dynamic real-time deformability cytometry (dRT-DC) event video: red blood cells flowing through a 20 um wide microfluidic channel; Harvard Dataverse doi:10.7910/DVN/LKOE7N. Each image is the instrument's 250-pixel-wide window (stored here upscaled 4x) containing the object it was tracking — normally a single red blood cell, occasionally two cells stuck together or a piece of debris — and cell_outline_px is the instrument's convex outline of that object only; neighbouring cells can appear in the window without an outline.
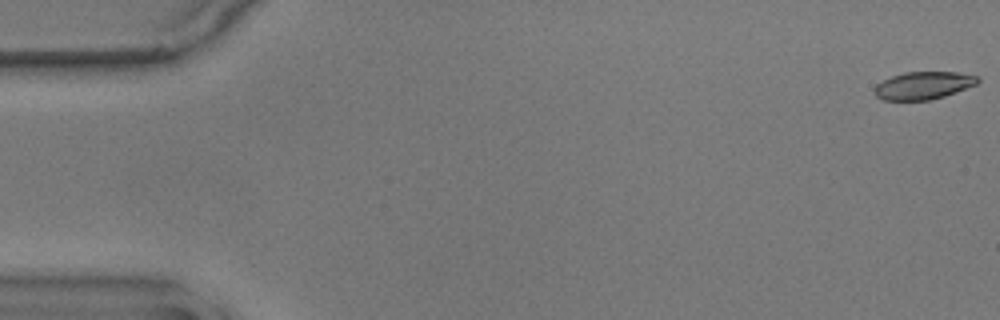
{"species": "common noctule bat (a hibernating species)", "species_latin": "Nyctalus noctula", "temperature_condition": "warm", "stored_images_in_passage": 57, "camera_frame_rate_fps": 3000, "um_per_image_px": 0.085, "animal": {"sex": "male", "body_mass_g": 17.9}, "frame": {"image": 1, "passage_image": 1, "time_ms": 0.0, "image_size_px": [1000, 320], "cell_outline_px": [[980, 80], [976, 84], [944, 96], [928, 100], [884, 100], [876, 96], [872, 92], [876, 84], [892, 76], [904, 72], [956, 72], [980, 76]], "centroid_in_image_um": [78.46, 7.26], "position_along_channel_um": 6.5, "area_um2": 16.59}}
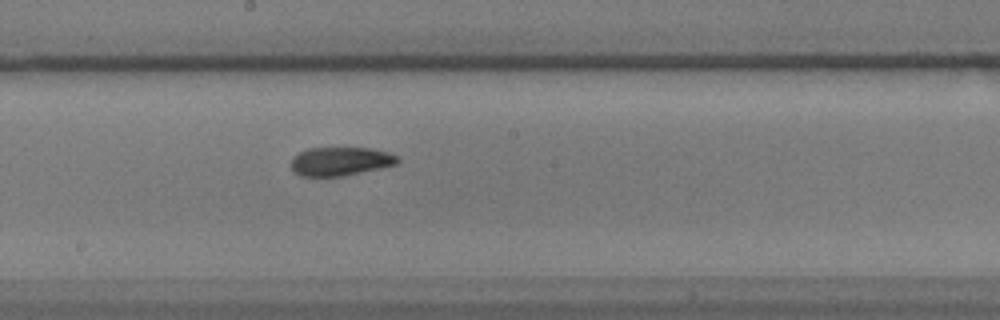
{"frame": {"image": 2, "passage_image": 31, "time_ms": 10.0, "image_size_px": [1000, 320], "cell_outline_px": [[400, 160], [396, 164], [380, 168], [344, 176], [300, 176], [292, 172], [292, 156], [308, 148], [372, 148], [388, 152], [396, 156]], "centroid_in_image_um": [28.91, 13.71], "position_along_channel_um": 219.3, "area_um2": 17.8}}
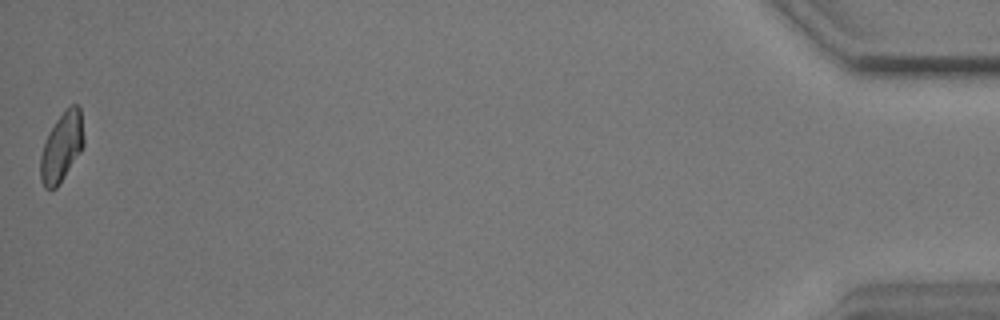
{"frame": {"image": 3, "passage_image": 57, "time_ms": 18.667, "image_size_px": [1000, 320], "cell_outline_px": [[84, 144], [80, 152], [60, 184], [56, 188], [44, 188], [40, 180], [40, 156], [48, 132], [56, 120], [72, 104], [76, 104], [80, 108], [84, 140]], "centroid_in_image_um": [5.23, 12.53], "position_along_channel_um": 430.0, "area_um2": 17.34}, "authors_computed_cell_mechanics": {"area_um2": 17.8024, "velocity_mm_per_s": 3.5467, "shape_relaxation_time_tau1_ms": null, "shape_relaxation_time_tau2_ms": 3.3367, "deformation_change_tau1": null, "deformation_change_tau2": 0.0905}}